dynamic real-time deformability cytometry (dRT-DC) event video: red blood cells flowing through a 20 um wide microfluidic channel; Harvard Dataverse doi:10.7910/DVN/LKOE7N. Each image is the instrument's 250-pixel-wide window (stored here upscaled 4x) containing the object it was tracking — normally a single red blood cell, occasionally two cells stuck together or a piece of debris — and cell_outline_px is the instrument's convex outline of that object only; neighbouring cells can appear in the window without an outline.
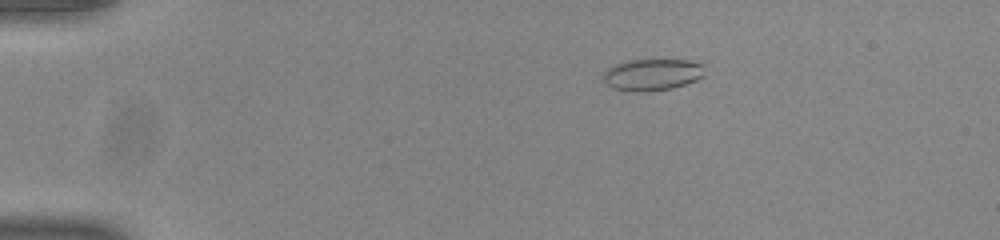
{"species": "common noctule bat (a hibernating species)", "species_latin": "Nyctalus noctula", "temperature_condition": "room temperature", "stored_images_in_passage": 45, "camera_frame_rate_fps": 3000, "um_per_image_px": 0.085, "animal": {"sex": "male", "body_mass_g": 20.0, "forearm_length_mm": 53.3}, "frame": {"image": 1, "passage_image": 2, "time_ms": 0.333, "image_size_px": [1000, 240], "cell_outline_px": [[704, 76], [696, 80], [672, 88], [636, 92], [612, 88], [604, 80], [604, 72], [608, 68], [624, 60], [688, 60], [704, 64]], "centroid_in_image_um": [55.46, 6.33], "position_along_channel_um": 29.5, "area_um2": 18.61}}
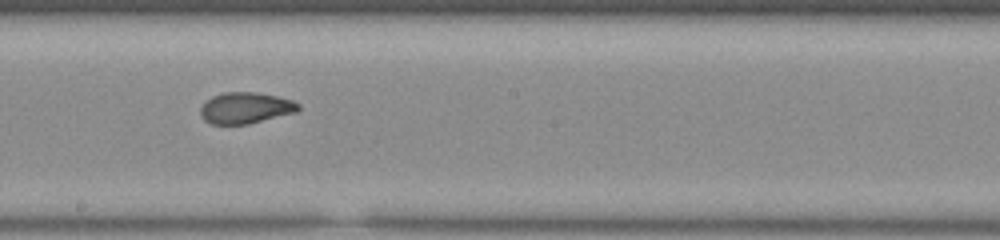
{"frame": {"image": 2, "passage_image": 23, "time_ms": 7.333, "image_size_px": [1000, 240], "cell_outline_px": [[300, 108], [296, 112], [248, 124], [212, 124], [204, 120], [200, 116], [200, 108], [212, 96], [224, 92], [256, 92], [276, 96], [292, 100], [300, 104]], "centroid_in_image_um": [20.87, 9.17], "position_along_channel_um": 227.3, "area_um2": 17.74}}
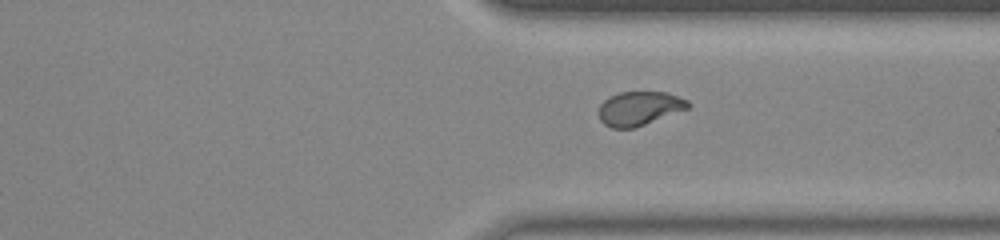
{"frame": {"image": 3, "passage_image": 33, "time_ms": 10.667, "image_size_px": [1000, 240], "cell_outline_px": [[692, 104], [688, 108], [636, 128], [612, 128], [604, 124], [600, 120], [600, 104], [608, 96], [620, 92], [668, 92], [688, 100]], "centroid_in_image_um": [54.35, 9.21], "position_along_channel_um": 357.0, "area_um2": 17.74}, "authors_computed_cell_mechanics": {"area_um2": 18.2648, "velocity_mm_per_s": 3.8896, "shape_relaxation_time_tau1_ms": null, "shape_relaxation_time_tau2_ms": 1.5132, "deformation_change_tau1": null, "deformation_change_tau2": 0.0639}}